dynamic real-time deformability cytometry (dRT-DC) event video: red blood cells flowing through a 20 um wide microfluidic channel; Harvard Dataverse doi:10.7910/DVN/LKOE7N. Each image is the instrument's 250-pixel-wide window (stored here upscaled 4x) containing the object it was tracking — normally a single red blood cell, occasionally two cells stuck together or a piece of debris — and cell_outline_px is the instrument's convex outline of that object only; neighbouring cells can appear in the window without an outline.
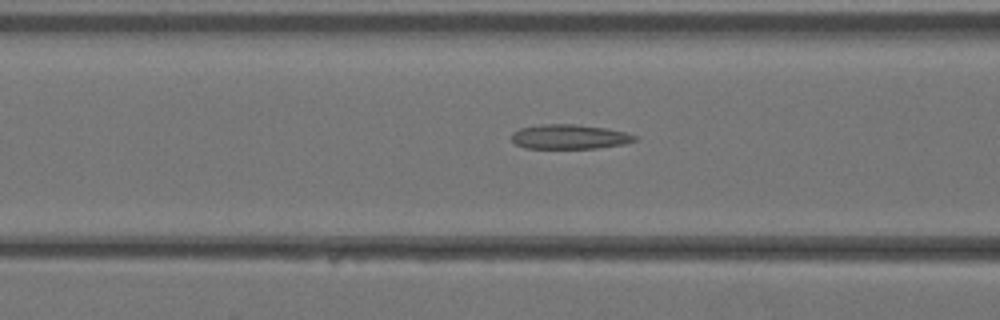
{"species": "Egyptian fruit bat (a non-hibernating species)", "species_latin": "Rousettus aegyptiacus", "temperature_condition": "warm", "stored_images_in_passage": 23, "camera_frame_rate_fps": 3000, "um_per_image_px": 0.085, "animal": {"sex": "female"}, "frame": {"image": 1, "passage_image": 6, "time_ms": 1.667, "image_size_px": [1000, 320], "cell_outline_px": [[636, 140], [624, 144], [596, 148], [524, 148], [516, 144], [512, 140], [512, 132], [520, 128], [544, 124], [572, 124], [608, 128], [624, 132], [636, 136]], "centroid_in_image_um": [48.39, 11.62], "position_along_channel_um": 118.2, "area_um2": 17.51}}
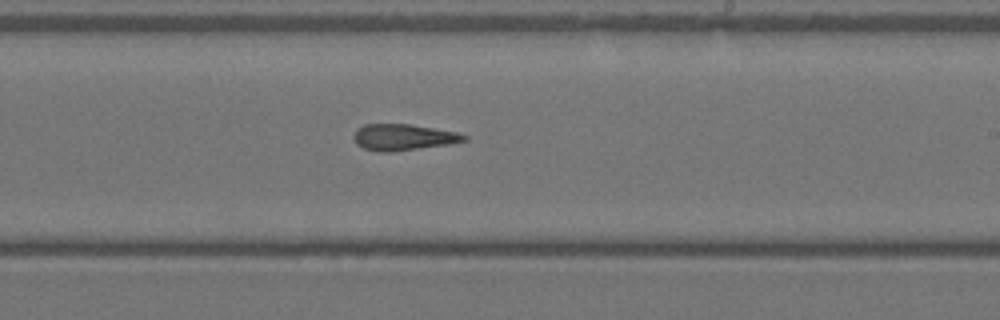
{"frame": {"image": 2, "passage_image": 14, "time_ms": 4.333, "image_size_px": [1000, 320], "cell_outline_px": [[468, 140], [448, 144], [392, 152], [380, 152], [364, 148], [356, 144], [352, 136], [356, 128], [364, 124], [408, 124], [456, 132], [468, 136]], "centroid_in_image_um": [34.23, 11.66], "position_along_channel_um": 254.8, "area_um2": 16.88}}
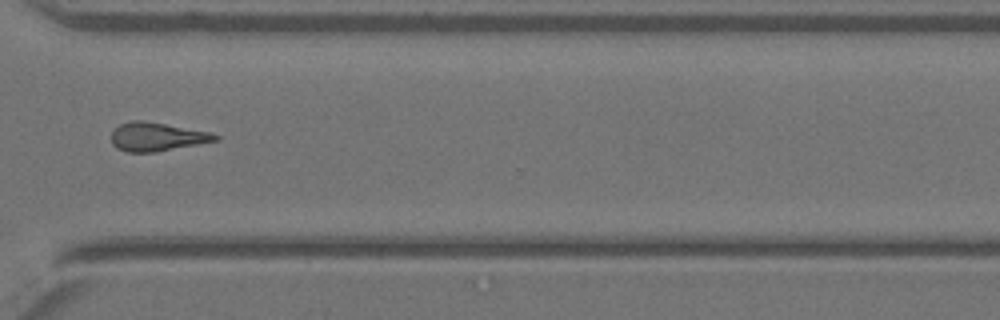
{"frame": {"image": 3, "passage_image": 20, "time_ms": 6.333, "image_size_px": [1000, 320], "cell_outline_px": [[220, 140], [156, 152], [128, 152], [116, 148], [112, 144], [112, 132], [120, 124], [132, 120], [144, 120], [208, 132], [220, 136]], "centroid_in_image_um": [13.33, 11.63], "position_along_channel_um": 357.3, "area_um2": 17.22}}